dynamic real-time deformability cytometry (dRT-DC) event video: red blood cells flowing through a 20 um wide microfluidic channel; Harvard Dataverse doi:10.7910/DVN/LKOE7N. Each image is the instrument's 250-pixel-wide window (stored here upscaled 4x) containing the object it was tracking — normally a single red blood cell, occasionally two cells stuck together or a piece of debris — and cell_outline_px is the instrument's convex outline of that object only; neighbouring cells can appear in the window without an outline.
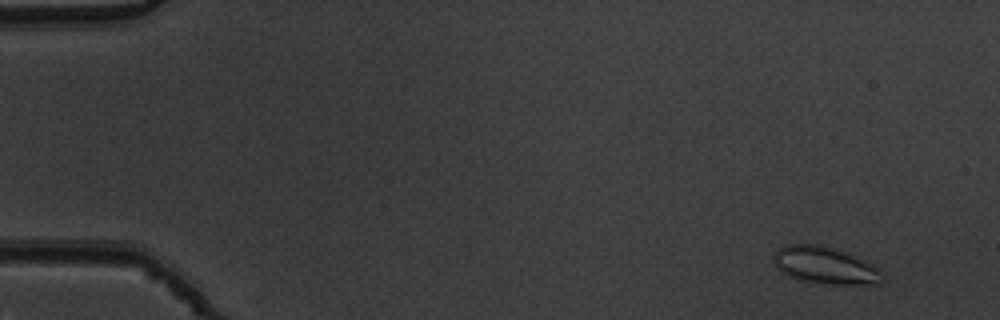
{"species": "common noctule bat (a hibernating species)", "species_latin": "Nyctalus noctula", "temperature_condition": "warm", "stored_images_in_passage": 54, "camera_frame_rate_fps": 3000, "um_per_image_px": 0.085, "animal": {"sex": "male", "body_mass_g": 19.5, "forearm_length_mm": 54.6}, "frame": {"image": 1, "passage_image": 4, "time_ms": 1.0, "image_size_px": [1000, 320], "cell_outline_px": [[884, 280], [876, 284], [816, 284], [796, 280], [788, 276], [776, 268], [772, 260], [776, 252], [780, 248], [788, 244], [820, 244], [836, 248], [856, 256], [872, 264], [880, 272]], "centroid_in_image_um": [70.09, 22.57], "position_along_channel_um": 14.9, "area_um2": 23.81}}
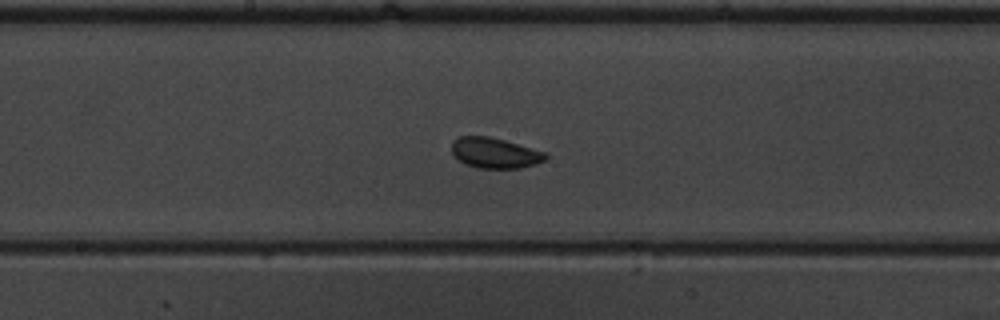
{"frame": {"image": 2, "passage_image": 29, "time_ms": 9.333, "image_size_px": [1000, 320], "cell_outline_px": [[548, 156], [544, 160], [536, 164], [520, 168], [476, 168], [464, 164], [452, 156], [452, 140], [460, 136], [488, 136], [504, 140], [548, 152]], "centroid_in_image_um": [42.05, 13.0], "position_along_channel_um": 206.2, "area_um2": 16.94}}
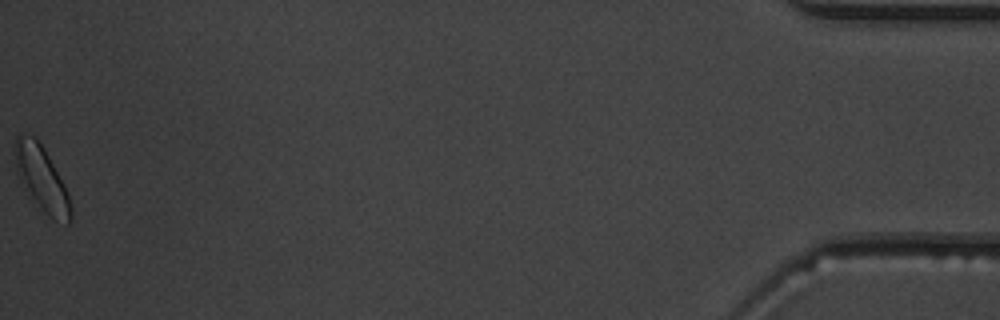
{"frame": {"image": 3, "passage_image": 54, "time_ms": 17.667, "image_size_px": [1000, 320], "cell_outline_px": [[72, 216], [68, 224], [52, 220], [28, 196], [20, 184], [16, 172], [12, 152], [16, 136], [20, 132], [24, 132], [32, 136], [44, 148], [68, 196], [72, 208]], "centroid_in_image_um": [3.45, 15.18], "position_along_channel_um": 431.7, "area_um2": 21.33}, "authors_computed_cell_mechanics": {"area_um2": 17.3978, "velocity_mm_per_s": 3.8173, "shape_relaxation_time_tau1_ms": 5.443, "shape_relaxation_time_tau2_ms": null, "deformation_change_tau1": 0.1269, "deformation_change_tau2": null}}